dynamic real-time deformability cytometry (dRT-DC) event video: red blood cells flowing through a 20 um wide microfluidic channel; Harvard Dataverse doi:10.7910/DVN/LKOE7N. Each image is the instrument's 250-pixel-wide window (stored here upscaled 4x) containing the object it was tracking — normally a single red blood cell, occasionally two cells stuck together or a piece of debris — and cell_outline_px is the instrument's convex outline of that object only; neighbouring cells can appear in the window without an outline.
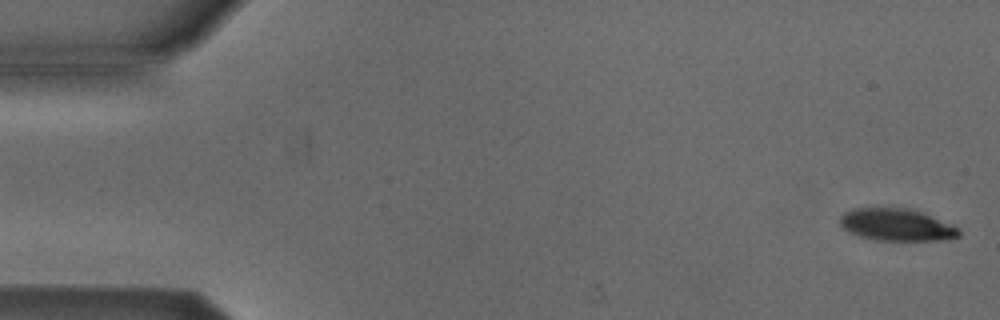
{"species": "Egyptian fruit bat (a non-hibernating species)", "species_latin": "Rousettus aegyptiacus", "temperature_condition": "cold", "stored_images_in_passage": 53, "camera_frame_rate_fps": 3000, "um_per_image_px": 0.085, "animal": {"sex": "male"}, "frame": {"image": 1, "passage_image": 2, "time_ms": 0.333, "image_size_px": [1000, 320], "cell_outline_px": [[960, 236], [940, 240], [876, 240], [860, 236], [848, 232], [840, 224], [840, 216], [844, 212], [852, 208], [908, 208], [924, 212], [952, 224], [960, 228]], "centroid_in_image_um": [76.22, 19.09], "position_along_channel_um": 8.8, "area_um2": 22.43}}
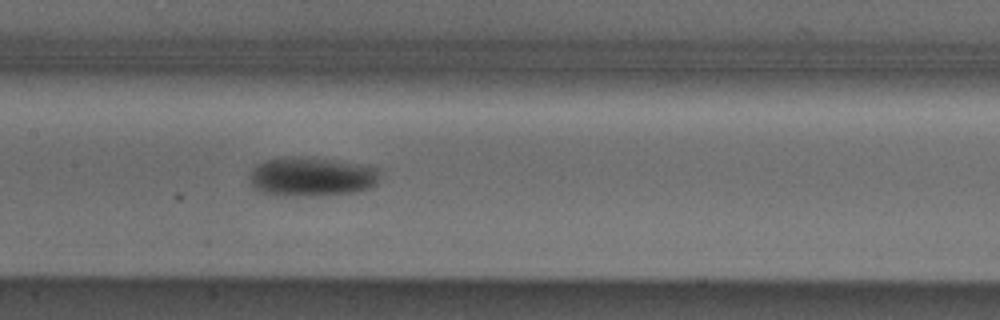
{"frame": {"image": 2, "passage_image": 26, "time_ms": 8.333, "image_size_px": [1000, 320], "cell_outline_px": [[380, 172], [376, 184], [372, 188], [352, 192], [324, 196], [284, 196], [260, 192], [252, 184], [252, 172], [256, 164], [264, 160], [284, 156], [296, 156], [336, 160], [380, 168]], "centroid_in_image_um": [26.51, 15.02], "position_along_channel_um": 180.9, "area_um2": 30.0}}
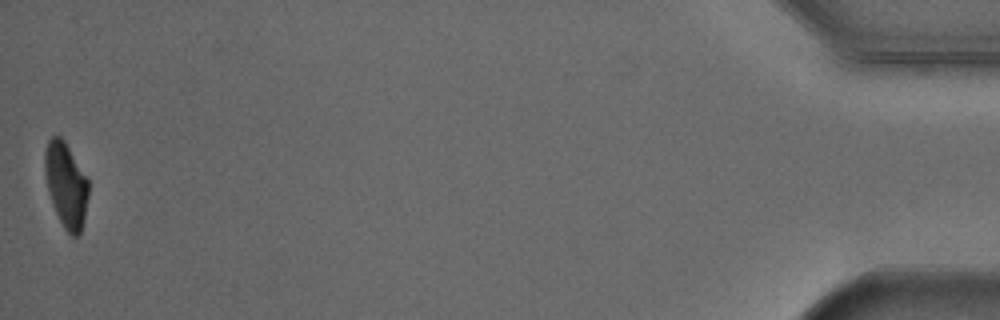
{"frame": {"image": 3, "passage_image": 53, "time_ms": 17.333, "image_size_px": [1000, 320], "cell_outline_px": [[88, 196], [84, 216], [80, 232], [76, 236], [72, 236], [64, 228], [52, 204], [48, 192], [44, 172], [44, 152], [48, 140], [52, 136], [60, 136], [64, 140], [88, 180]], "centroid_in_image_um": [5.58, 15.69], "position_along_channel_um": 429.6, "area_um2": 21.33}, "authors_computed_cell_mechanics": {"area_um2": 25.7788, "velocity_mm_per_s": 3.8816, "shape_relaxation_time_tau1_ms": 2.914, "shape_relaxation_time_tau2_ms": null, "deformation_change_tau1": 0.1105, "deformation_change_tau2": null}}